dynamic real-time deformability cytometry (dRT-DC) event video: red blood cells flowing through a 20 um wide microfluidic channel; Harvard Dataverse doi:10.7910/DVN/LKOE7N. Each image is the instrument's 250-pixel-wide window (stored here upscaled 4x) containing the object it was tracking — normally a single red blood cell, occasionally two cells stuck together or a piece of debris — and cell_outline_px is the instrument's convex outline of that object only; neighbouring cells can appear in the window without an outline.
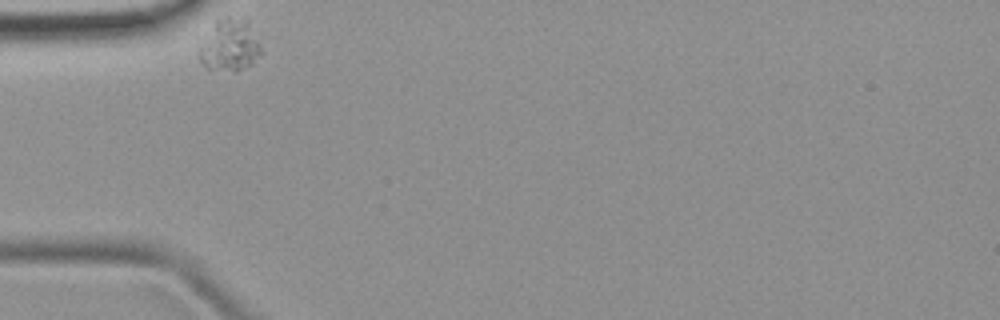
{"species": "common noctule bat (a hibernating species)", "species_latin": "Nyctalus noctula", "temperature_condition": "room temperature", "stored_images_in_passage": 29, "camera_frame_rate_fps": 3000, "um_per_image_px": 0.085, "animal": {"sex": "female", "body_mass_g": 19.9}, "frame": {"image": 1, "passage_image": 1, "time_ms": 0.0, "image_size_px": [1000, 320], "cell_outline_px": [[260, 56], [252, 64], [240, 68], [208, 68], [200, 60], [200, 48], [216, 20], [224, 16], [228, 16], [248, 20], [260, 48]], "centroid_in_image_um": [19.55, 3.79], "position_along_channel_um": 65.5, "area_um2": 17.63}}
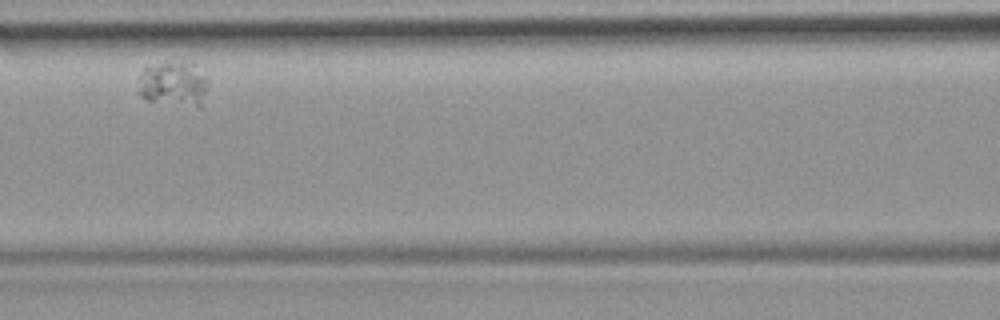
{"frame": {"image": 2, "passage_image": 9, "time_ms": 2.667, "image_size_px": [1000, 320], "cell_outline_px": [[208, 84], [200, 108], [196, 108], [148, 100], [140, 96], [136, 92], [140, 76], [144, 68], [148, 64], [192, 60], [208, 76]], "centroid_in_image_um": [14.77, 7.1], "position_along_channel_um": 151.8, "area_um2": 19.13}}
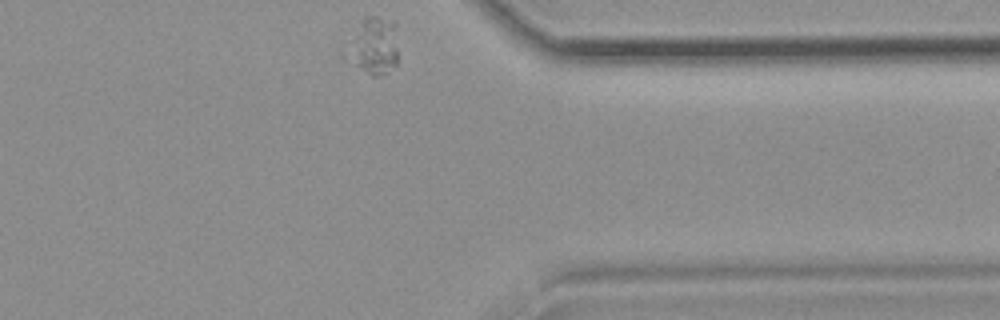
{"frame": {"image": 3, "passage_image": 29, "time_ms": 9.333, "image_size_px": [1000, 320], "cell_outline_px": [[396, 64], [384, 72], [376, 76], [372, 76], [360, 64], [360, 52], [364, 20], [368, 16], [376, 16], [396, 24]], "centroid_in_image_um": [32.14, 3.87], "position_along_channel_um": 379.3, "area_um2": 13.06}}